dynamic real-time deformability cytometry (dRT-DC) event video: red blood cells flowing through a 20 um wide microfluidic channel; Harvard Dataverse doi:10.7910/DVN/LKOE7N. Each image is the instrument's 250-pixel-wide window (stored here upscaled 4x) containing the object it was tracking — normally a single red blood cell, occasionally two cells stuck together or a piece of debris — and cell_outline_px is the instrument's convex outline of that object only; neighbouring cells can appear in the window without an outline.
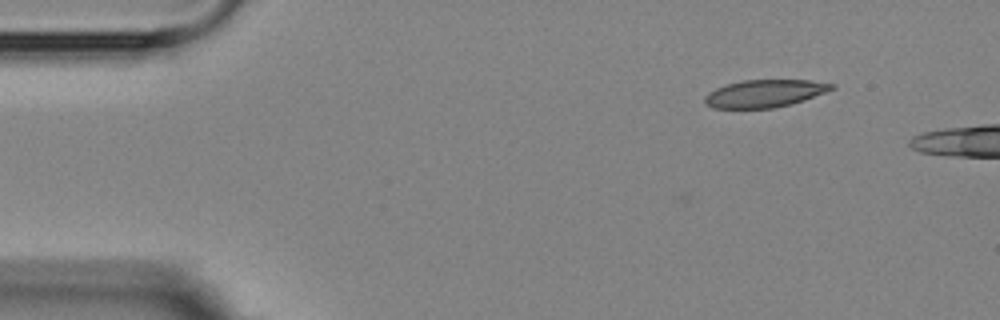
{"species": "Egyptian fruit bat (a non-hibernating species)", "species_latin": "Rousettus aegyptiacus", "temperature_condition": "room temperature", "stored_images_in_passage": 3, "camera_frame_rate_fps": 3000, "um_per_image_px": 0.085, "animal": {"sex": "female"}, "frame": {"image": 1, "passage_image": 1, "time_ms": 0.0, "image_size_px": [1000, 320], "cell_outline_px": [[836, 88], [804, 100], [792, 104], [772, 108], [712, 108], [704, 104], [704, 96], [708, 92], [724, 84], [740, 80], [812, 80], [836, 84]], "centroid_in_image_um": [64.98, 7.94], "position_along_channel_um": 20.0, "area_um2": 20.63}}